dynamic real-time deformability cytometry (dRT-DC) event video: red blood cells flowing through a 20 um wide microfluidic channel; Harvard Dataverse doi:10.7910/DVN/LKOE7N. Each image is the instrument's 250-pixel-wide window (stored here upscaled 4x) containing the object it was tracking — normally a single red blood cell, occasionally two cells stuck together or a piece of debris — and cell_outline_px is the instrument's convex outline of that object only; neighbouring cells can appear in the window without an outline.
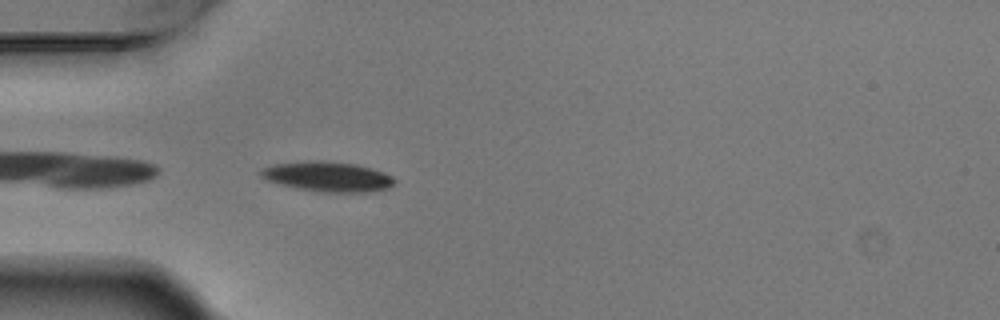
{"species": "Egyptian fruit bat (a non-hibernating species)", "species_latin": "Rousettus aegyptiacus", "temperature_condition": "warm", "stored_images_in_passage": 5, "camera_frame_rate_fps": 3000, "um_per_image_px": 0.085, "animal": {"sex": "male"}, "frame": {"image": 1, "passage_image": 5, "time_ms": 1.333, "image_size_px": [1000, 320], "cell_outline_px": [[396, 184], [388, 188], [364, 192], [320, 192], [280, 184], [268, 180], [260, 176], [260, 172], [264, 168], [272, 164], [304, 160], [320, 160], [356, 164], [392, 176], [396, 180]], "centroid_in_image_um": [27.84, 15.0], "position_along_channel_um": 57.2, "area_um2": 23.18}}